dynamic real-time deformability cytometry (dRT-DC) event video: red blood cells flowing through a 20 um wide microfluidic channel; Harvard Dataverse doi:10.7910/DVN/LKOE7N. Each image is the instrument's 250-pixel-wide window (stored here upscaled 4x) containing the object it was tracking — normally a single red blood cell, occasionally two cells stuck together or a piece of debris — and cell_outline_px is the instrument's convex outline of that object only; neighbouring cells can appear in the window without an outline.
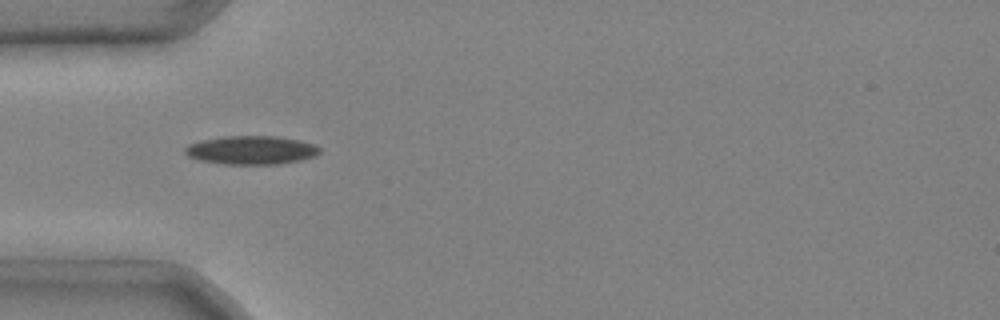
{"species": "common noctule bat (a hibernating species)", "species_latin": "Nyctalus noctula", "temperature_condition": "cold", "stored_images_in_passage": 6, "camera_frame_rate_fps": 3000, "um_per_image_px": 0.085, "animal": {"sex": "male", "body_mass_g": 20.4}, "frame": {"image": 1, "passage_image": 3, "time_ms": 0.667, "image_size_px": [1000, 320], "cell_outline_px": [[320, 152], [316, 156], [300, 160], [276, 164], [224, 164], [200, 160], [188, 156], [184, 152], [184, 148], [188, 144], [200, 140], [224, 136], [276, 136], [300, 140], [316, 144], [320, 148]], "centroid_in_image_um": [21.36, 12.75], "position_along_channel_um": 63.6, "area_um2": 22.54}}
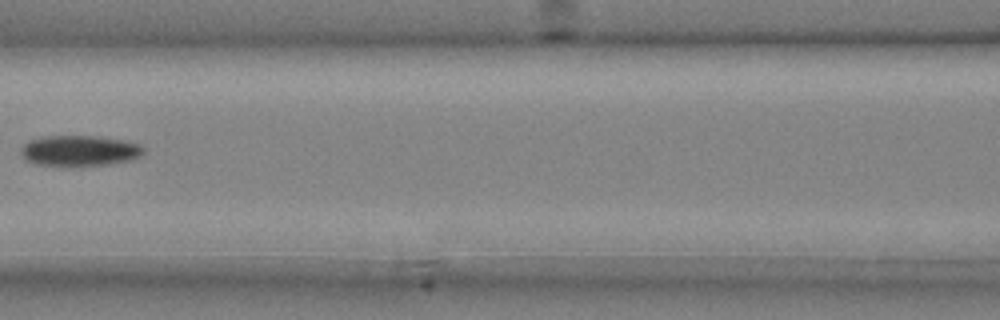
{"frame": {"image": 2, "passage_image": 5, "time_ms": 1.333, "image_size_px": [1000, 320], "cell_outline_px": [[144, 152], [140, 156], [132, 160], [108, 164], [72, 168], [36, 164], [24, 160], [20, 152], [20, 148], [28, 140], [48, 136], [96, 136], [124, 140], [140, 144], [144, 148]], "centroid_in_image_um": [6.73, 12.84], "position_along_channel_um": 159.9, "area_um2": 22.6}}
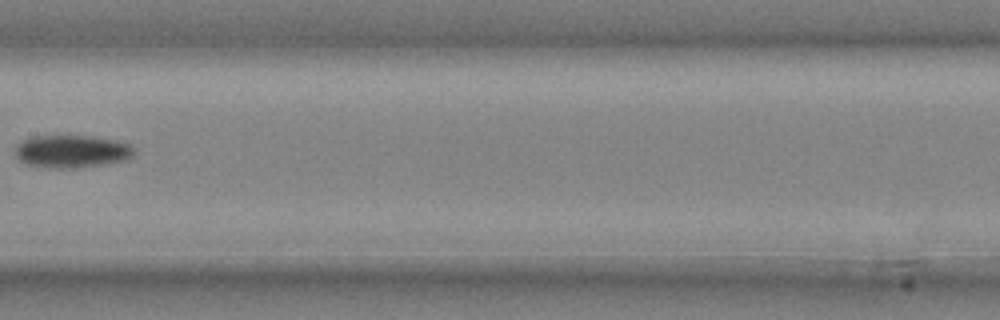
{"frame": {"image": 3, "passage_image": 6, "time_ms": 1.667, "image_size_px": [1000, 320], "cell_outline_px": [[136, 152], [128, 160], [104, 164], [64, 168], [60, 168], [28, 164], [20, 160], [16, 156], [16, 148], [24, 140], [32, 136], [92, 136], [116, 140], [128, 144], [136, 148]], "centroid_in_image_um": [6.18, 12.85], "position_along_channel_um": 201.2, "area_um2": 22.31}}